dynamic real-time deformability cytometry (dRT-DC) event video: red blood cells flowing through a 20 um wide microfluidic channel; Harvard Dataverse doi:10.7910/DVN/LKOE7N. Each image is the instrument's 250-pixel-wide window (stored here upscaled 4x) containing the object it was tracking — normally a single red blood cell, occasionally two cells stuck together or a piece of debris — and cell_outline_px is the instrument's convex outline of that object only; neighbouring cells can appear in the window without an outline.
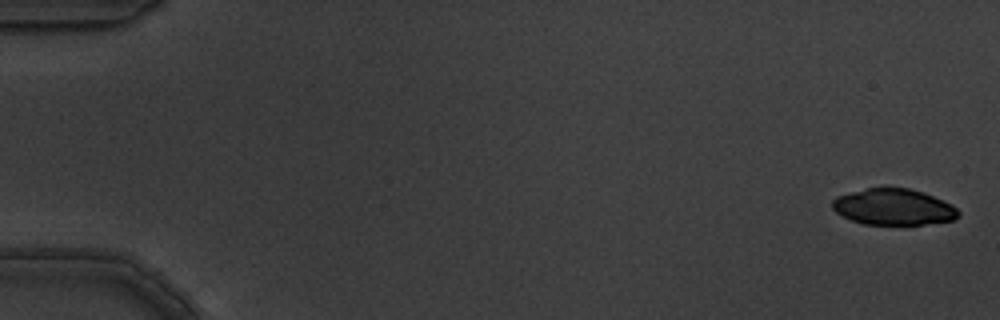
{"species": "common noctule bat (a hibernating species)", "species_latin": "Nyctalus noctula", "temperature_condition": "warm", "stored_images_in_passage": 5, "segment_of_instrument_passage": [2, 2], "camera_frame_rate_fps": 3000, "um_per_image_px": 0.085, "animal": {"sex": "male", "body_mass_g": 19.5, "forearm_length_mm": 54.6}, "frame": {"image": 1, "passage_image": 5, "time_ms": 1.333, "image_size_px": [1000, 320], "cell_outline_px": [[960, 216], [952, 220], [924, 224], [864, 224], [852, 220], [836, 212], [832, 208], [832, 200], [836, 196], [868, 188], [908, 188], [924, 192], [944, 200], [952, 204], [960, 212]], "centroid_in_image_um": [75.97, 17.59], "position_along_channel_um": 9.0, "area_um2": 26.47}}